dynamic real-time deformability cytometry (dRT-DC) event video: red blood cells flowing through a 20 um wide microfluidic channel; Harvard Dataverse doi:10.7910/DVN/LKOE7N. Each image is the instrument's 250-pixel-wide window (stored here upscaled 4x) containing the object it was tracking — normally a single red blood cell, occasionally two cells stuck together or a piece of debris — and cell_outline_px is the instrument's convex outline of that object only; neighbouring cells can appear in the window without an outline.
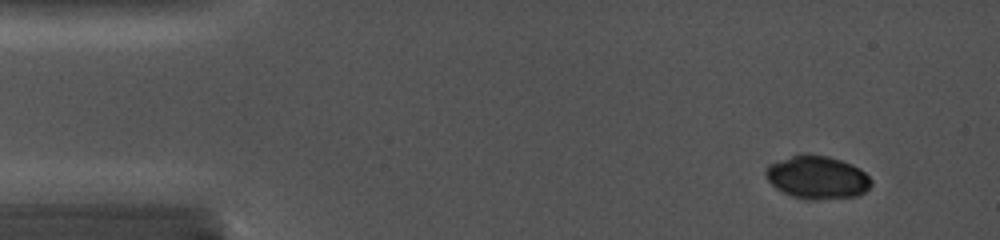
{"species": "common noctule bat (a hibernating species)", "species_latin": "Nyctalus noctula", "temperature_condition": "cold", "stored_images_in_passage": 6, "camera_frame_rate_fps": 5000, "um_per_image_px": 0.085, "animal": {"sex": "female", "body_mass_g": 19.0, "forearm_length_mm": 56.7}, "frame": {"image": 1, "passage_image": 2, "time_ms": 0.6, "image_size_px": [1000, 240], "cell_outline_px": [[872, 184], [864, 192], [856, 196], [816, 200], [804, 200], [792, 196], [776, 188], [768, 180], [764, 172], [764, 168], [768, 164], [800, 152], [808, 152], [828, 156], [852, 164], [860, 168], [872, 180]], "centroid_in_image_um": [69.43, 15.05], "position_along_channel_um": 15.6, "area_um2": 26.93}}